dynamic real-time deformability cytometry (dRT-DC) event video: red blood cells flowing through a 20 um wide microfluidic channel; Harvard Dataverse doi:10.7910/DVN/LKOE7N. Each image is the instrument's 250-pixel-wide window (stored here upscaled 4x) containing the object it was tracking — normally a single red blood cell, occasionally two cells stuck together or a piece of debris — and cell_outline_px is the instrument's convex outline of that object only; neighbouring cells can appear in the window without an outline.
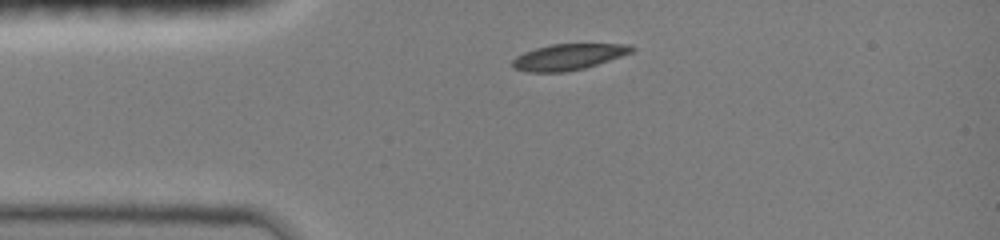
{"species": "common noctule bat (a hibernating species)", "species_latin": "Nyctalus noctula", "temperature_condition": "room temperature", "stored_images_in_passage": 5, "camera_frame_rate_fps": 3000, "um_per_image_px": 0.085, "animal": {"sex": "female", "body_mass_g": 19.0, "forearm_length_mm": 51.5}, "frame": {"image": 1, "passage_image": 1, "time_ms": 0.0, "image_size_px": [1000, 240], "cell_outline_px": [[636, 48], [632, 52], [584, 68], [564, 72], [528, 72], [512, 68], [512, 60], [516, 56], [524, 52], [548, 44], [632, 44]], "centroid_in_image_um": [48.28, 4.83], "position_along_channel_um": 36.7, "area_um2": 18.03}}
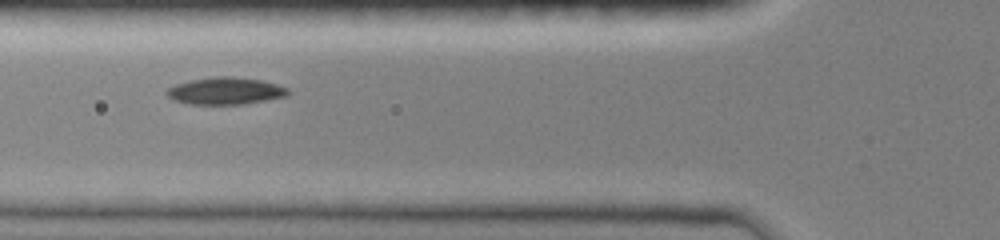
{"frame": {"image": 2, "passage_image": 4, "time_ms": 1.0, "image_size_px": [1000, 240], "cell_outline_px": [[292, 92], [288, 96], [244, 104], [188, 104], [176, 100], [168, 96], [164, 92], [168, 88], [176, 84], [192, 80], [212, 76], [228, 76], [260, 80], [276, 84], [288, 88]], "centroid_in_image_um": [19.19, 7.73], "position_along_channel_um": 106.6, "area_um2": 19.13}}